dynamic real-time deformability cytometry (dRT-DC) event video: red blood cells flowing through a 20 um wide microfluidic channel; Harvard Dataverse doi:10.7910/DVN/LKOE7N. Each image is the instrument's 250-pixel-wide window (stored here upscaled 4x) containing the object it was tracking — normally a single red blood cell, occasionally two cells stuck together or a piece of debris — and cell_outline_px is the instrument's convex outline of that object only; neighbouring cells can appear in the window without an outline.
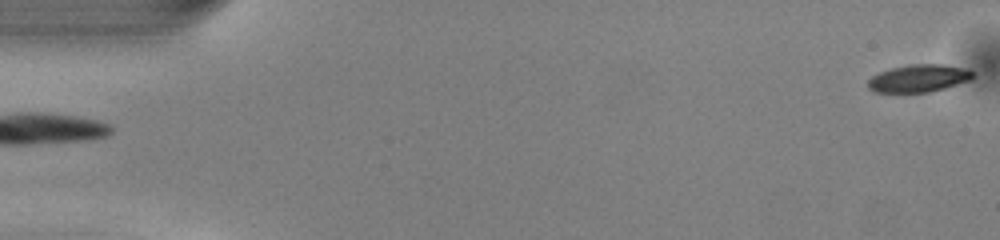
{"species": "common noctule bat (a hibernating species)", "species_latin": "Nyctalus noctula", "temperature_condition": "warm", "stored_images_in_passage": 50, "camera_frame_rate_fps": 3000, "um_per_image_px": 0.085, "animal": {"sex": "male", "body_mass_g": 13.0, "forearm_length_mm": 53.1}, "frame": {"image": 1, "passage_image": 1, "time_ms": 0.0, "image_size_px": [1000, 240], "cell_outline_px": [[976, 76], [972, 80], [944, 88], [928, 92], [872, 92], [868, 88], [868, 80], [872, 76], [880, 72], [892, 68], [912, 64], [944, 64], [968, 68]], "centroid_in_image_um": [78.13, 6.65], "position_along_channel_um": 6.9, "area_um2": 16.94}}
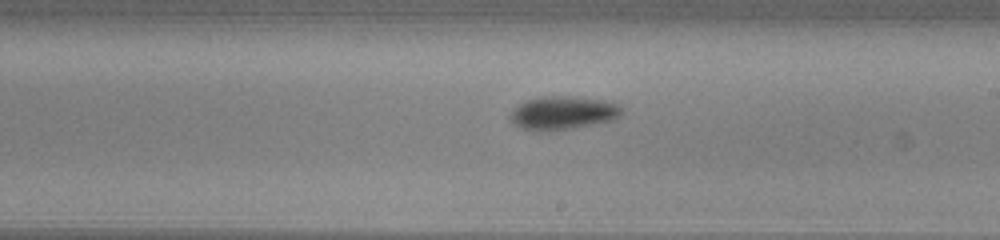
{"frame": {"image": 2, "passage_image": 29, "time_ms": 9.333, "image_size_px": [1000, 240], "cell_outline_px": [[624, 112], [620, 116], [612, 120], [552, 132], [540, 132], [520, 128], [512, 120], [512, 112], [524, 100], [540, 96], [576, 96], [612, 100]], "centroid_in_image_um": [47.89, 9.59], "position_along_channel_um": 241.1, "area_um2": 21.96}}
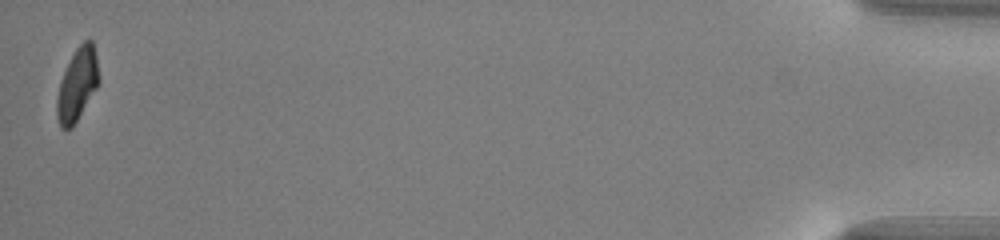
{"frame": {"image": 3, "passage_image": 50, "time_ms": 16.333, "image_size_px": [1000, 240], "cell_outline_px": [[100, 80], [96, 88], [72, 128], [60, 128], [56, 116], [56, 100], [60, 80], [76, 48], [84, 40], [92, 40], [96, 56]], "centroid_in_image_um": [6.56, 7.2], "position_along_channel_um": 428.6, "area_um2": 17.57}, "authors_computed_cell_mechanics": {"area_um2": 19.3919, "velocity_mm_per_s": 4.0969, "shape_relaxation_time_tau1_ms": 2.7393, "shape_relaxation_time_tau2_ms": null, "deformation_change_tau1": 0.1404, "deformation_change_tau2": null}}